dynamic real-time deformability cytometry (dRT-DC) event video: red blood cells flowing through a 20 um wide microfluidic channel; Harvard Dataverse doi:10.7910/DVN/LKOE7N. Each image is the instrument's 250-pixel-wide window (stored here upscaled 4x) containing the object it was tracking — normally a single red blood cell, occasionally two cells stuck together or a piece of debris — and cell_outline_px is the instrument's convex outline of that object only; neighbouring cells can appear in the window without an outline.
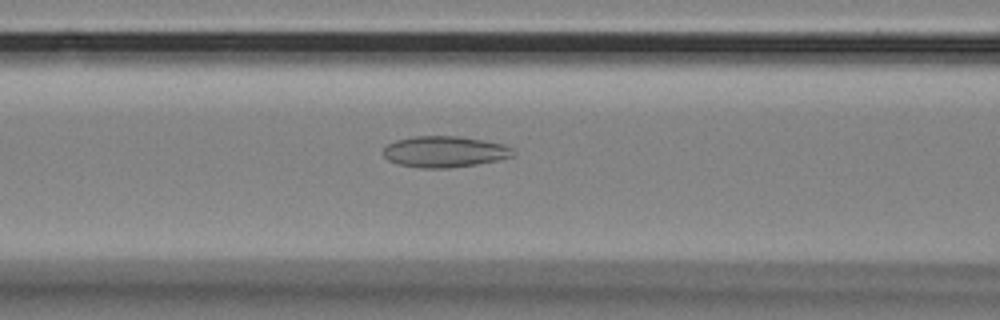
{"species": "Egyptian fruit bat (a non-hibernating species)", "species_latin": "Rousettus aegyptiacus", "temperature_condition": "room temperature", "stored_images_in_passage": 48, "camera_frame_rate_fps": 3000, "um_per_image_px": 0.085, "animal": {"sex": "female"}, "frame": {"image": 1, "passage_image": 14, "time_ms": 4.333, "image_size_px": [1000, 320], "cell_outline_px": [[516, 152], [512, 156], [496, 160], [476, 164], [448, 168], [420, 168], [400, 164], [388, 160], [384, 156], [384, 148], [388, 144], [396, 140], [416, 136], [460, 136], [484, 140], [504, 144], [512, 148]], "centroid_in_image_um": [37.81, 12.89], "position_along_channel_um": 128.8, "area_um2": 23.47}}
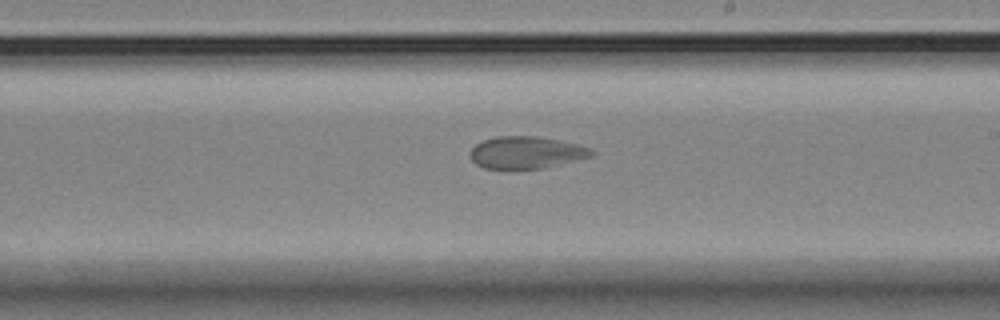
{"frame": {"image": 2, "passage_image": 24, "time_ms": 7.667, "image_size_px": [1000, 320], "cell_outline_px": [[596, 152], [592, 156], [540, 168], [484, 168], [476, 164], [472, 160], [468, 152], [476, 144], [484, 140], [496, 136], [540, 136], [576, 144], [592, 148]], "centroid_in_image_um": [44.71, 12.94], "position_along_channel_um": 244.3, "area_um2": 22.48}}
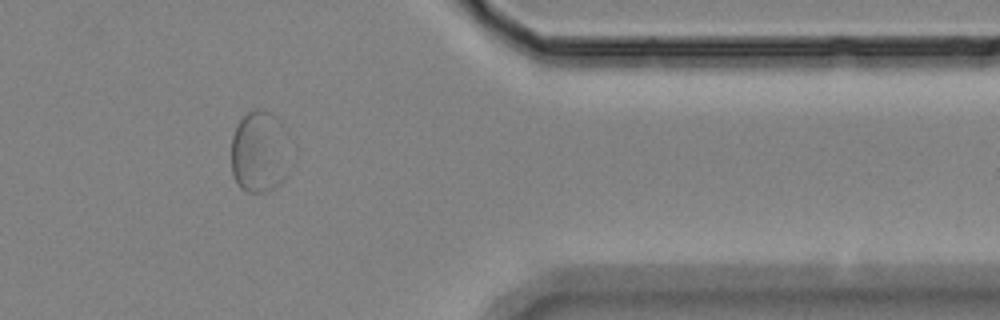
{"frame": {"image": 3, "passage_image": 38, "time_ms": 12.333, "image_size_px": [1000, 320], "cell_outline_px": [[288, 172], [284, 180], [280, 184], [268, 192], [248, 192], [240, 188], [236, 184], [232, 172], [232, 136], [240, 120], [252, 108], [256, 108], [272, 112], [288, 128]], "centroid_in_image_um": [22.09, 12.89], "position_along_channel_um": 389.3, "area_um2": 28.9}}